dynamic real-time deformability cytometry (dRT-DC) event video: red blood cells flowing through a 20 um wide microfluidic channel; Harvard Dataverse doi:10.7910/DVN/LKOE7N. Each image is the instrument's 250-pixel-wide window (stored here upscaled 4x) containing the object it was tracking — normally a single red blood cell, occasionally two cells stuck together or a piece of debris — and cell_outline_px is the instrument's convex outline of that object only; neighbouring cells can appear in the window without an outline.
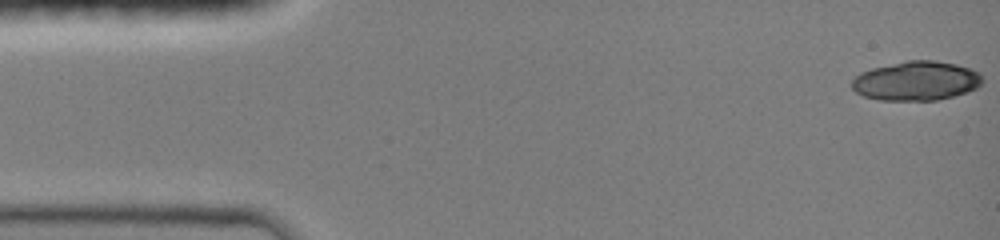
{"species": "common noctule bat (a hibernating species)", "species_latin": "Nyctalus noctula", "temperature_condition": "room temperature", "stored_images_in_passage": 6, "camera_frame_rate_fps": 3000, "um_per_image_px": 0.085, "animal": {"sex": "female", "body_mass_g": 19.0, "forearm_length_mm": 51.5}, "frame": {"image": 1, "passage_image": 1, "time_ms": 0.0, "image_size_px": [1000, 240], "cell_outline_px": [[984, 80], [976, 88], [952, 96], [936, 100], [880, 100], [864, 96], [856, 92], [852, 88], [852, 80], [860, 72], [872, 68], [908, 60], [932, 60], [956, 64], [980, 72]], "centroid_in_image_um": [77.87, 6.87], "position_along_channel_um": 7.1, "area_um2": 29.71}}